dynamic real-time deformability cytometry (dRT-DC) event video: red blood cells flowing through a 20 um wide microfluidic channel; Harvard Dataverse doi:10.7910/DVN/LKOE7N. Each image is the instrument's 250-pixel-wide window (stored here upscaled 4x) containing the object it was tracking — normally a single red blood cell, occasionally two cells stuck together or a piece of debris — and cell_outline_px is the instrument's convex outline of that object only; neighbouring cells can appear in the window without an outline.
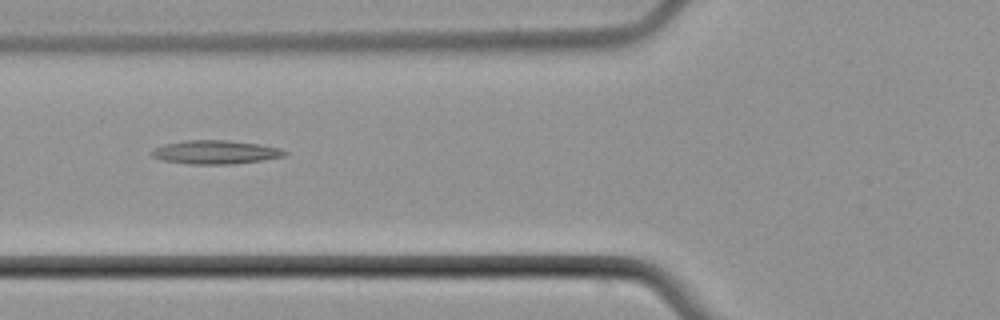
{"species": "common noctule bat (a hibernating species)", "species_latin": "Nyctalus noctula", "temperature_condition": "cold", "stored_images_in_passage": 7, "camera_frame_rate_fps": 3000, "um_per_image_px": 0.085, "animal": {"sex": "male", "body_mass_g": 21.5, "forearm_length_mm": 52.0}, "frame": {"image": 1, "passage_image": 5, "time_ms": 5.0, "image_size_px": [1000, 320], "cell_outline_px": [[288, 152], [284, 156], [260, 160], [232, 164], [188, 164], [164, 160], [152, 156], [152, 152], [156, 148], [164, 144], [184, 140], [228, 140], [260, 144], [280, 148]], "centroid_in_image_um": [18.33, 12.92], "position_along_channel_um": 107.5, "area_um2": 18.15}}
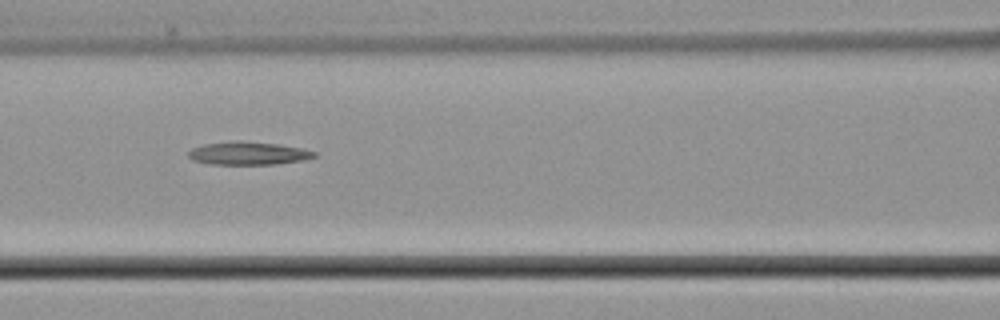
{"frame": {"image": 2, "passage_image": 6, "time_ms": 6.0, "image_size_px": [1000, 320], "cell_outline_px": [[320, 156], [304, 160], [276, 164], [208, 164], [192, 160], [188, 156], [188, 152], [192, 148], [204, 144], [236, 140], [244, 140], [276, 144], [300, 148], [316, 152]], "centroid_in_image_um": [21.1, 13.03], "position_along_channel_um": 145.5, "area_um2": 17.05}}
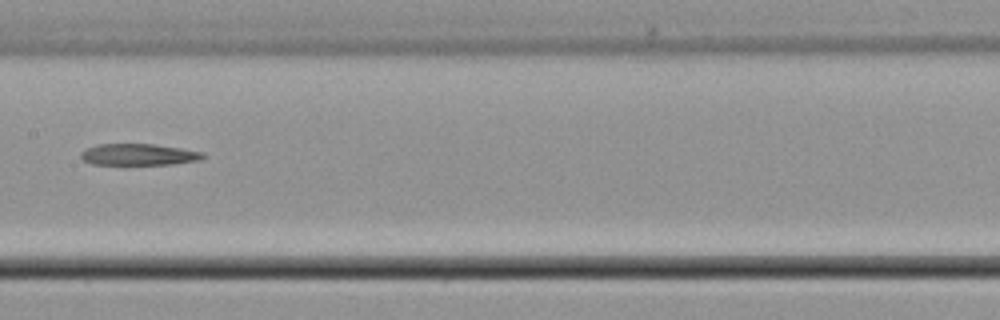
{"frame": {"image": 3, "passage_image": 7, "time_ms": 7.333, "image_size_px": [1000, 320], "cell_outline_px": [[204, 156], [200, 160], [172, 164], [92, 164], [84, 160], [80, 156], [80, 152], [84, 148], [96, 144], [152, 144], [180, 148], [204, 152]], "centroid_in_image_um": [11.74, 13.13], "position_along_channel_um": 195.7, "area_um2": 15.26}}